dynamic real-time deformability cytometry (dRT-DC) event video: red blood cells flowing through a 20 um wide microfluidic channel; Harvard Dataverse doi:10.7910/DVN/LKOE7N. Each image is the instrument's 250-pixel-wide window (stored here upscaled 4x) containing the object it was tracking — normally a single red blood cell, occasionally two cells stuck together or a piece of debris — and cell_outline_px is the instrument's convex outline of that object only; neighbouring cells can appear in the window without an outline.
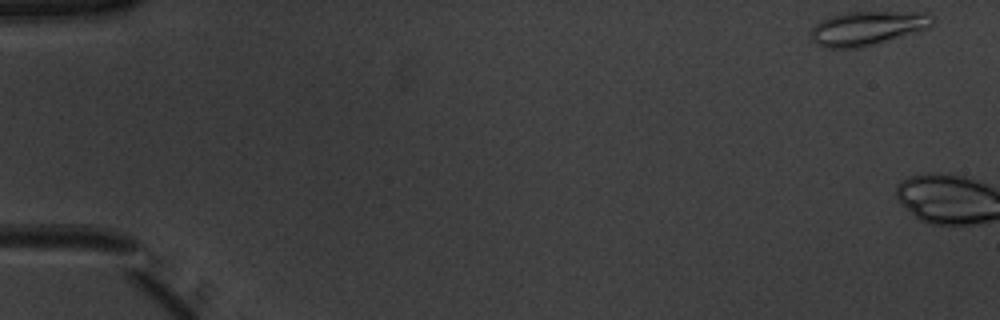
{"species": "common noctule bat (a hibernating species)", "species_latin": "Nyctalus noctula", "temperature_condition": "warm", "stored_images_in_passage": 3, "camera_frame_rate_fps": 3000, "um_per_image_px": 0.085, "animal": {"sex": "male", "body_mass_g": 20.1, "forearm_length_mm": 53.5}, "frame": {"image": 1, "passage_image": 1, "time_ms": 0.0, "image_size_px": [1000, 320], "cell_outline_px": [[936, 20], [928, 28], [872, 44], [856, 48], [828, 48], [816, 44], [812, 40], [812, 28], [816, 24], [832, 16], [844, 12], [928, 12]], "centroid_in_image_um": [73.75, 2.38], "position_along_channel_um": 11.3, "area_um2": 23.7}}